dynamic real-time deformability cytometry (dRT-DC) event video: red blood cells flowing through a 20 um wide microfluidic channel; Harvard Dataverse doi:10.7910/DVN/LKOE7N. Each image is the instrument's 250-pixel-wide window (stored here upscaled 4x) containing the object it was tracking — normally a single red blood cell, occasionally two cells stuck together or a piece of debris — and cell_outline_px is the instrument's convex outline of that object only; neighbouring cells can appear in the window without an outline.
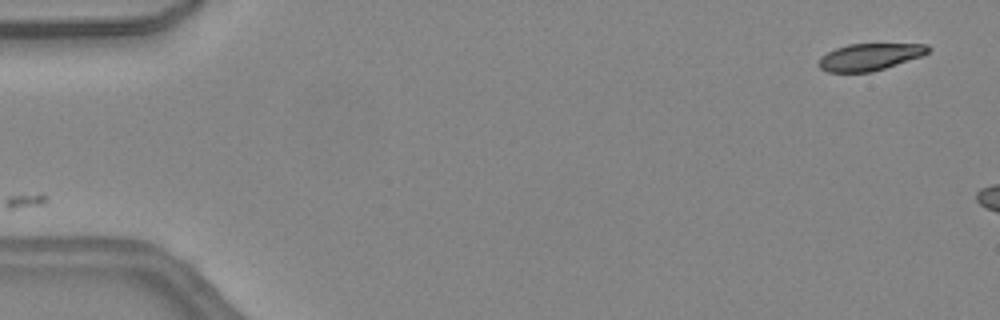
{"species": "common noctule bat (a hibernating species)", "species_latin": "Nyctalus noctula", "temperature_condition": "warm", "stored_images_in_passage": 10, "camera_frame_rate_fps": 3000, "um_per_image_px": 0.085, "animal": {"sex": "female", "body_mass_g": 24.6, "forearm_length_mm": 56.2}, "frame": {"image": 1, "passage_image": 1, "time_ms": 0.0, "image_size_px": [1000, 320], "cell_outline_px": [[932, 48], [928, 52], [920, 56], [872, 72], [828, 72], [820, 68], [816, 64], [820, 56], [836, 48], [848, 44], [928, 44]], "centroid_in_image_um": [73.88, 4.83], "position_along_channel_um": 11.1, "area_um2": 17.11}}